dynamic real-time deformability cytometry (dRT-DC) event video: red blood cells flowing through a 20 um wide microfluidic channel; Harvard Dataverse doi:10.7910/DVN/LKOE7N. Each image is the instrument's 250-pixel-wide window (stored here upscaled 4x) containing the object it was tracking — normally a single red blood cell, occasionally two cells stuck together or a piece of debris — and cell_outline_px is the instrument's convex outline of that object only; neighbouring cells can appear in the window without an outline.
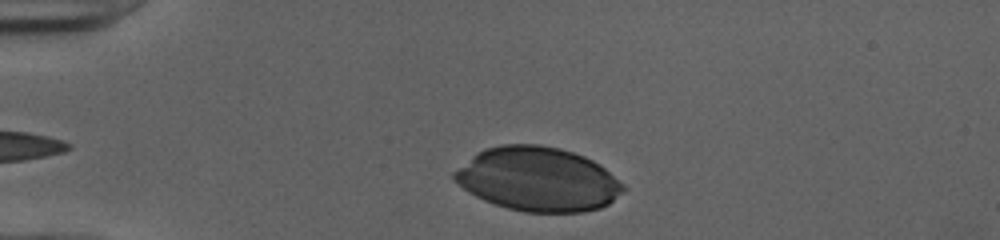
{"species": "human", "species_latin": "Homo sapiens", "temperature_condition": "cold", "stored_images_in_passage": 33, "camera_frame_rate_fps": 3000, "um_per_image_px": 0.085, "donor": {"sex": "female"}, "frame": {"image": 1, "passage_image": 3, "time_ms": 0.667, "image_size_px": [1000, 240], "cell_outline_px": [[624, 188], [608, 204], [600, 208], [584, 212], [524, 212], [508, 208], [484, 200], [468, 192], [452, 176], [452, 172], [476, 152], [484, 148], [500, 144], [540, 144], [560, 148], [584, 156], [600, 164], [624, 184]], "centroid_in_image_um": [45.7, 15.21], "position_along_channel_um": 39.3, "area_um2": 62.94}}
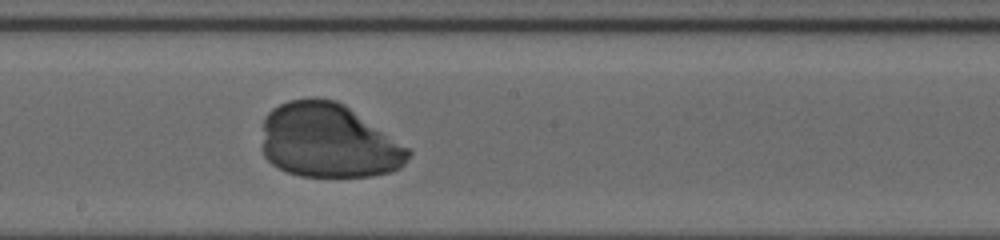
{"frame": {"image": 2, "passage_image": 20, "time_ms": 6.333, "image_size_px": [1000, 240], "cell_outline_px": [[412, 152], [404, 164], [400, 168], [392, 172], [372, 176], [300, 176], [288, 172], [272, 164], [264, 156], [260, 148], [264, 116], [272, 108], [288, 100], [316, 96], [336, 100], [344, 104], [412, 148]], "centroid_in_image_um": [27.92, 11.95], "position_along_channel_um": 220.3, "area_um2": 64.5}}
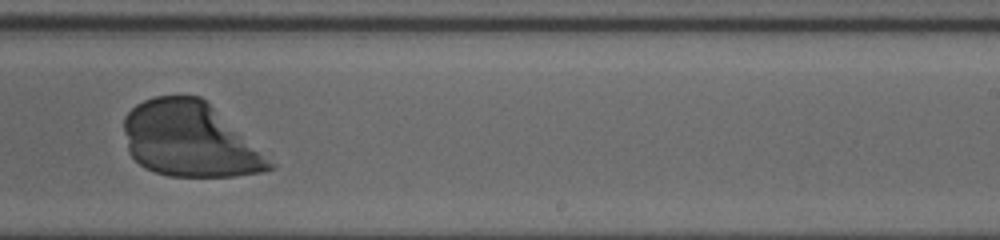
{"frame": {"image": 3, "passage_image": 24, "time_ms": 7.667, "image_size_px": [1000, 240], "cell_outline_px": [[276, 168], [264, 172], [236, 176], [168, 176], [156, 172], [140, 164], [128, 152], [124, 132], [124, 116], [136, 104], [144, 100], [156, 96], [200, 96], [276, 164]], "centroid_in_image_um": [16.11, 11.88], "position_along_channel_um": 272.9, "area_um2": 62.89}}